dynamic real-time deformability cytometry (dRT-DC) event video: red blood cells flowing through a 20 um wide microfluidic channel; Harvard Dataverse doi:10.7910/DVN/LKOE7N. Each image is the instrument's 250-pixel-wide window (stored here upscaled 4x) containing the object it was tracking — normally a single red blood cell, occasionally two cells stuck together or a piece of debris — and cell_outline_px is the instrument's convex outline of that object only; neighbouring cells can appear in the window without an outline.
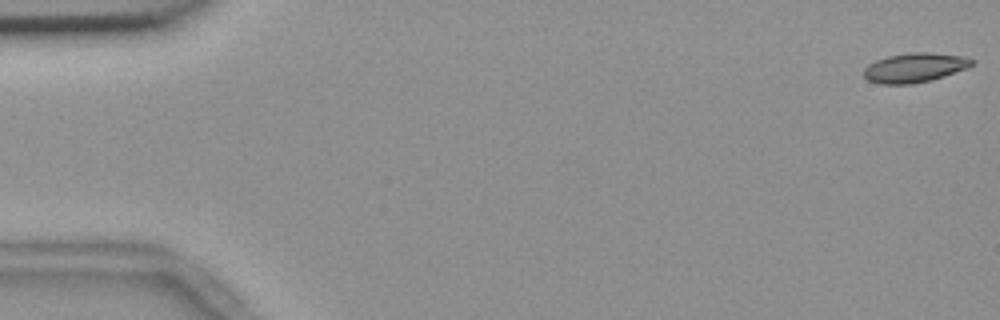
{"species": "common noctule bat (a hibernating species)", "species_latin": "Nyctalus noctula", "temperature_condition": "room temperature", "stored_images_in_passage": 56, "camera_frame_rate_fps": 3000, "um_per_image_px": 0.085, "animal": {"sex": "female", "body_mass_g": 18.4}, "frame": {"image": 1, "passage_image": 1, "time_ms": 0.0, "image_size_px": [1000, 320], "cell_outline_px": [[976, 60], [972, 64], [964, 68], [944, 76], [932, 80], [912, 84], [880, 84], [868, 80], [864, 76], [864, 68], [868, 64], [876, 60], [888, 56], [912, 52], [932, 52], [968, 56]], "centroid_in_image_um": [77.75, 5.74], "position_along_channel_um": 7.2, "area_um2": 18.61}}
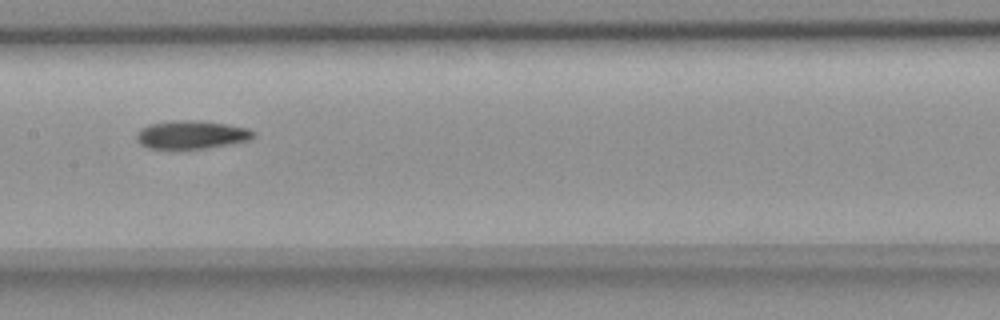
{"frame": {"image": 2, "passage_image": 28, "time_ms": 9.0, "image_size_px": [1000, 320], "cell_outline_px": [[256, 136], [248, 140], [232, 144], [208, 148], [148, 148], [140, 144], [136, 140], [136, 132], [140, 128], [148, 124], [172, 120], [196, 120], [228, 124], [248, 128], [256, 132]], "centroid_in_image_um": [16.28, 11.44], "position_along_channel_um": 191.1, "area_um2": 19.48}}
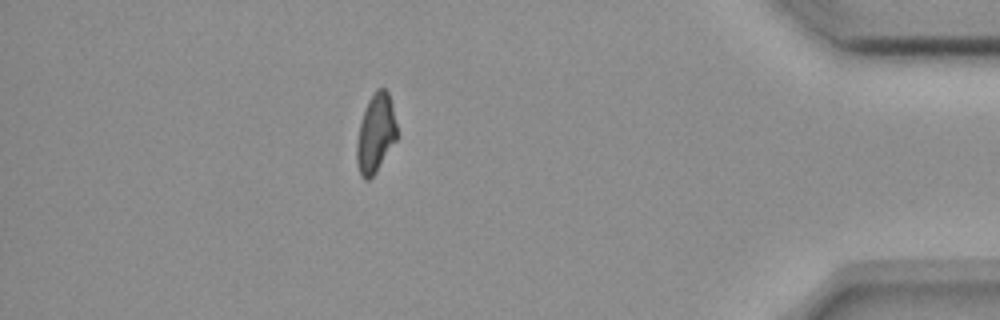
{"frame": {"image": 3, "passage_image": 49, "time_ms": 16.0, "image_size_px": [1000, 320], "cell_outline_px": [[400, 136], [376, 172], [368, 180], [364, 180], [360, 176], [356, 164], [356, 144], [360, 120], [368, 100], [376, 88], [384, 88], [388, 92]], "centroid_in_image_um": [31.94, 11.36], "position_along_channel_um": 403.3, "area_um2": 18.96}}